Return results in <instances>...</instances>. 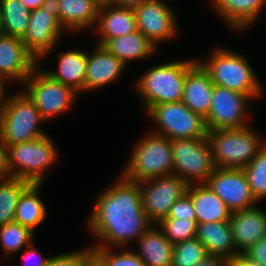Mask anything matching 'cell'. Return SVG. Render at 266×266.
<instances>
[{"instance_id": "f35d334b", "label": "cell", "mask_w": 266, "mask_h": 266, "mask_svg": "<svg viewBox=\"0 0 266 266\" xmlns=\"http://www.w3.org/2000/svg\"><path fill=\"white\" fill-rule=\"evenodd\" d=\"M4 177V178H3ZM7 165V151L5 145L0 141V181L11 178ZM4 179V180H3Z\"/></svg>"}, {"instance_id": "60d3db41", "label": "cell", "mask_w": 266, "mask_h": 266, "mask_svg": "<svg viewBox=\"0 0 266 266\" xmlns=\"http://www.w3.org/2000/svg\"><path fill=\"white\" fill-rule=\"evenodd\" d=\"M228 260L222 256L207 255L197 266H227Z\"/></svg>"}, {"instance_id": "8fae6325", "label": "cell", "mask_w": 266, "mask_h": 266, "mask_svg": "<svg viewBox=\"0 0 266 266\" xmlns=\"http://www.w3.org/2000/svg\"><path fill=\"white\" fill-rule=\"evenodd\" d=\"M152 180H155L152 185L144 188ZM139 184L143 209L148 219L157 223L168 216L172 205L187 192L188 187L185 180L177 174L148 179Z\"/></svg>"}, {"instance_id": "ab89813d", "label": "cell", "mask_w": 266, "mask_h": 266, "mask_svg": "<svg viewBox=\"0 0 266 266\" xmlns=\"http://www.w3.org/2000/svg\"><path fill=\"white\" fill-rule=\"evenodd\" d=\"M229 266H262L260 264H257L250 258H248L243 253H239L235 255L233 258L228 260Z\"/></svg>"}, {"instance_id": "7402d4cb", "label": "cell", "mask_w": 266, "mask_h": 266, "mask_svg": "<svg viewBox=\"0 0 266 266\" xmlns=\"http://www.w3.org/2000/svg\"><path fill=\"white\" fill-rule=\"evenodd\" d=\"M108 8H110V10ZM104 11L105 14L102 13ZM97 20H100L98 21V31L102 35V39L98 44L102 46L110 39L127 35L137 30L136 15L134 9L118 7L114 4L99 7Z\"/></svg>"}, {"instance_id": "7bdbcfd3", "label": "cell", "mask_w": 266, "mask_h": 266, "mask_svg": "<svg viewBox=\"0 0 266 266\" xmlns=\"http://www.w3.org/2000/svg\"><path fill=\"white\" fill-rule=\"evenodd\" d=\"M43 9L52 13L59 19L60 3L59 0H44L41 6Z\"/></svg>"}, {"instance_id": "d590c367", "label": "cell", "mask_w": 266, "mask_h": 266, "mask_svg": "<svg viewBox=\"0 0 266 266\" xmlns=\"http://www.w3.org/2000/svg\"><path fill=\"white\" fill-rule=\"evenodd\" d=\"M166 218H181L196 221V212L191 197L185 193L172 205Z\"/></svg>"}, {"instance_id": "4316f807", "label": "cell", "mask_w": 266, "mask_h": 266, "mask_svg": "<svg viewBox=\"0 0 266 266\" xmlns=\"http://www.w3.org/2000/svg\"><path fill=\"white\" fill-rule=\"evenodd\" d=\"M217 11L230 27L238 30L251 24L266 0H213Z\"/></svg>"}, {"instance_id": "7a4b0ae2", "label": "cell", "mask_w": 266, "mask_h": 266, "mask_svg": "<svg viewBox=\"0 0 266 266\" xmlns=\"http://www.w3.org/2000/svg\"><path fill=\"white\" fill-rule=\"evenodd\" d=\"M207 138L215 168L222 169H243L266 145L248 127L209 130Z\"/></svg>"}, {"instance_id": "d6a6232c", "label": "cell", "mask_w": 266, "mask_h": 266, "mask_svg": "<svg viewBox=\"0 0 266 266\" xmlns=\"http://www.w3.org/2000/svg\"><path fill=\"white\" fill-rule=\"evenodd\" d=\"M208 252L195 237L173 245L172 266H197Z\"/></svg>"}, {"instance_id": "d4e9b609", "label": "cell", "mask_w": 266, "mask_h": 266, "mask_svg": "<svg viewBox=\"0 0 266 266\" xmlns=\"http://www.w3.org/2000/svg\"><path fill=\"white\" fill-rule=\"evenodd\" d=\"M103 47L126 64L129 60L149 56L155 51L156 46L139 30H136L133 33L110 39Z\"/></svg>"}, {"instance_id": "8d00e7d4", "label": "cell", "mask_w": 266, "mask_h": 266, "mask_svg": "<svg viewBox=\"0 0 266 266\" xmlns=\"http://www.w3.org/2000/svg\"><path fill=\"white\" fill-rule=\"evenodd\" d=\"M92 248L71 252L49 258L47 266H83L85 259L92 253Z\"/></svg>"}, {"instance_id": "44dd1931", "label": "cell", "mask_w": 266, "mask_h": 266, "mask_svg": "<svg viewBox=\"0 0 266 266\" xmlns=\"http://www.w3.org/2000/svg\"><path fill=\"white\" fill-rule=\"evenodd\" d=\"M186 193L193 201L197 224L230 219L231 212L208 184L202 185L201 182V186L196 187L188 185Z\"/></svg>"}, {"instance_id": "30bf717a", "label": "cell", "mask_w": 266, "mask_h": 266, "mask_svg": "<svg viewBox=\"0 0 266 266\" xmlns=\"http://www.w3.org/2000/svg\"><path fill=\"white\" fill-rule=\"evenodd\" d=\"M25 83H28L27 96L36 105L44 120L66 111L76 95L73 88L37 69L33 70Z\"/></svg>"}, {"instance_id": "7dc6e473", "label": "cell", "mask_w": 266, "mask_h": 266, "mask_svg": "<svg viewBox=\"0 0 266 266\" xmlns=\"http://www.w3.org/2000/svg\"><path fill=\"white\" fill-rule=\"evenodd\" d=\"M4 79H6V78H4V76H2V75H0V102H1V100H2V102L0 103V111H1V109L5 106V104L8 102V98H7V100H4L3 99V96H4V94H5V92H4V88H3V85H4ZM4 100V101H3Z\"/></svg>"}, {"instance_id": "ac0fdd59", "label": "cell", "mask_w": 266, "mask_h": 266, "mask_svg": "<svg viewBox=\"0 0 266 266\" xmlns=\"http://www.w3.org/2000/svg\"><path fill=\"white\" fill-rule=\"evenodd\" d=\"M213 87L209 73L197 62L187 72L182 102L205 119L210 111Z\"/></svg>"}, {"instance_id": "ffe728a7", "label": "cell", "mask_w": 266, "mask_h": 266, "mask_svg": "<svg viewBox=\"0 0 266 266\" xmlns=\"http://www.w3.org/2000/svg\"><path fill=\"white\" fill-rule=\"evenodd\" d=\"M196 238L209 255L222 256L229 260L240 253L233 248L235 244L229 220L197 224Z\"/></svg>"}, {"instance_id": "83f0119b", "label": "cell", "mask_w": 266, "mask_h": 266, "mask_svg": "<svg viewBox=\"0 0 266 266\" xmlns=\"http://www.w3.org/2000/svg\"><path fill=\"white\" fill-rule=\"evenodd\" d=\"M41 184H30L20 195L13 221L32 231L45 219L46 208L38 196Z\"/></svg>"}, {"instance_id": "f6af8a7d", "label": "cell", "mask_w": 266, "mask_h": 266, "mask_svg": "<svg viewBox=\"0 0 266 266\" xmlns=\"http://www.w3.org/2000/svg\"><path fill=\"white\" fill-rule=\"evenodd\" d=\"M83 266H105V264L94 252H92L85 259Z\"/></svg>"}, {"instance_id": "3957f363", "label": "cell", "mask_w": 266, "mask_h": 266, "mask_svg": "<svg viewBox=\"0 0 266 266\" xmlns=\"http://www.w3.org/2000/svg\"><path fill=\"white\" fill-rule=\"evenodd\" d=\"M123 177L134 182L173 175L174 160L171 140L151 134L136 145ZM172 172V173H171Z\"/></svg>"}, {"instance_id": "484cf974", "label": "cell", "mask_w": 266, "mask_h": 266, "mask_svg": "<svg viewBox=\"0 0 266 266\" xmlns=\"http://www.w3.org/2000/svg\"><path fill=\"white\" fill-rule=\"evenodd\" d=\"M59 21L67 29L80 30L98 19L99 6L93 0H59Z\"/></svg>"}, {"instance_id": "8992f818", "label": "cell", "mask_w": 266, "mask_h": 266, "mask_svg": "<svg viewBox=\"0 0 266 266\" xmlns=\"http://www.w3.org/2000/svg\"><path fill=\"white\" fill-rule=\"evenodd\" d=\"M55 148L47 135L32 141L8 145L6 151L9 173L12 177L32 184H41L45 168L56 159ZM15 167L17 169H14Z\"/></svg>"}, {"instance_id": "4dcf8cb0", "label": "cell", "mask_w": 266, "mask_h": 266, "mask_svg": "<svg viewBox=\"0 0 266 266\" xmlns=\"http://www.w3.org/2000/svg\"><path fill=\"white\" fill-rule=\"evenodd\" d=\"M243 171L256 201L266 197V145Z\"/></svg>"}, {"instance_id": "9a60e30c", "label": "cell", "mask_w": 266, "mask_h": 266, "mask_svg": "<svg viewBox=\"0 0 266 266\" xmlns=\"http://www.w3.org/2000/svg\"><path fill=\"white\" fill-rule=\"evenodd\" d=\"M169 6L160 0H149L134 9L137 30L152 44L175 35L174 14Z\"/></svg>"}, {"instance_id": "5b68a950", "label": "cell", "mask_w": 266, "mask_h": 266, "mask_svg": "<svg viewBox=\"0 0 266 266\" xmlns=\"http://www.w3.org/2000/svg\"><path fill=\"white\" fill-rule=\"evenodd\" d=\"M41 120L44 121L27 94L8 98L0 111V141L7 147L45 136L37 126Z\"/></svg>"}, {"instance_id": "bcb514c9", "label": "cell", "mask_w": 266, "mask_h": 266, "mask_svg": "<svg viewBox=\"0 0 266 266\" xmlns=\"http://www.w3.org/2000/svg\"><path fill=\"white\" fill-rule=\"evenodd\" d=\"M29 10H35L42 6L44 0H20Z\"/></svg>"}, {"instance_id": "e575fe53", "label": "cell", "mask_w": 266, "mask_h": 266, "mask_svg": "<svg viewBox=\"0 0 266 266\" xmlns=\"http://www.w3.org/2000/svg\"><path fill=\"white\" fill-rule=\"evenodd\" d=\"M103 244L92 247V251L104 262L105 266H145L137 253L123 252L115 255Z\"/></svg>"}, {"instance_id": "5bb4252c", "label": "cell", "mask_w": 266, "mask_h": 266, "mask_svg": "<svg viewBox=\"0 0 266 266\" xmlns=\"http://www.w3.org/2000/svg\"><path fill=\"white\" fill-rule=\"evenodd\" d=\"M61 28L59 19L40 7L30 12L29 26L21 40L37 60L52 49L60 37Z\"/></svg>"}, {"instance_id": "7c38bea8", "label": "cell", "mask_w": 266, "mask_h": 266, "mask_svg": "<svg viewBox=\"0 0 266 266\" xmlns=\"http://www.w3.org/2000/svg\"><path fill=\"white\" fill-rule=\"evenodd\" d=\"M249 99L246 94L214 85L210 111L205 118L207 130L247 127L243 119L246 116V101Z\"/></svg>"}, {"instance_id": "e0dca14e", "label": "cell", "mask_w": 266, "mask_h": 266, "mask_svg": "<svg viewBox=\"0 0 266 266\" xmlns=\"http://www.w3.org/2000/svg\"><path fill=\"white\" fill-rule=\"evenodd\" d=\"M229 223L233 241L240 253L260 239L266 238V212L252 207L250 209L232 212Z\"/></svg>"}, {"instance_id": "ee69618b", "label": "cell", "mask_w": 266, "mask_h": 266, "mask_svg": "<svg viewBox=\"0 0 266 266\" xmlns=\"http://www.w3.org/2000/svg\"><path fill=\"white\" fill-rule=\"evenodd\" d=\"M149 0H115L114 4L118 7H124L129 9H135L136 7H139L143 3L147 2Z\"/></svg>"}, {"instance_id": "b9f144b4", "label": "cell", "mask_w": 266, "mask_h": 266, "mask_svg": "<svg viewBox=\"0 0 266 266\" xmlns=\"http://www.w3.org/2000/svg\"><path fill=\"white\" fill-rule=\"evenodd\" d=\"M31 245H29L26 249L28 250L29 249V251H27L25 254V256H21V258L22 259H26V261H27V259L29 260V259H31L32 257L34 258L35 256H37V253H36V251L34 250L35 248H33L34 246V244L33 243H30ZM48 261H49V258H44L43 260H39L38 262H35V263H33L32 265L30 264L29 266H47V263H48ZM27 264V263H26ZM25 264V265H26ZM28 265V264H27ZM26 265V266H27Z\"/></svg>"}, {"instance_id": "f1b7e54d", "label": "cell", "mask_w": 266, "mask_h": 266, "mask_svg": "<svg viewBox=\"0 0 266 266\" xmlns=\"http://www.w3.org/2000/svg\"><path fill=\"white\" fill-rule=\"evenodd\" d=\"M2 34L22 38L29 26L30 12L20 0H0Z\"/></svg>"}, {"instance_id": "277c9868", "label": "cell", "mask_w": 266, "mask_h": 266, "mask_svg": "<svg viewBox=\"0 0 266 266\" xmlns=\"http://www.w3.org/2000/svg\"><path fill=\"white\" fill-rule=\"evenodd\" d=\"M198 61H180L159 65L143 74L137 84L147 111L157 104L182 101L187 72Z\"/></svg>"}, {"instance_id": "2e32d148", "label": "cell", "mask_w": 266, "mask_h": 266, "mask_svg": "<svg viewBox=\"0 0 266 266\" xmlns=\"http://www.w3.org/2000/svg\"><path fill=\"white\" fill-rule=\"evenodd\" d=\"M36 62L21 38L0 34V75L25 81L37 68Z\"/></svg>"}, {"instance_id": "52a82bcc", "label": "cell", "mask_w": 266, "mask_h": 266, "mask_svg": "<svg viewBox=\"0 0 266 266\" xmlns=\"http://www.w3.org/2000/svg\"><path fill=\"white\" fill-rule=\"evenodd\" d=\"M199 63L209 73L214 85L241 92L250 98L261 94L255 73L247 61L238 54L220 49L213 53L208 62Z\"/></svg>"}, {"instance_id": "ba28073f", "label": "cell", "mask_w": 266, "mask_h": 266, "mask_svg": "<svg viewBox=\"0 0 266 266\" xmlns=\"http://www.w3.org/2000/svg\"><path fill=\"white\" fill-rule=\"evenodd\" d=\"M148 113L161 125V131L156 134L170 140L207 137L205 119L191 111L182 101L153 105Z\"/></svg>"}, {"instance_id": "6da1fadb", "label": "cell", "mask_w": 266, "mask_h": 266, "mask_svg": "<svg viewBox=\"0 0 266 266\" xmlns=\"http://www.w3.org/2000/svg\"><path fill=\"white\" fill-rule=\"evenodd\" d=\"M149 222L140 184L122 176V181L97 199L89 227L102 241L123 245L133 237L139 239L150 228Z\"/></svg>"}, {"instance_id": "603a6c76", "label": "cell", "mask_w": 266, "mask_h": 266, "mask_svg": "<svg viewBox=\"0 0 266 266\" xmlns=\"http://www.w3.org/2000/svg\"><path fill=\"white\" fill-rule=\"evenodd\" d=\"M58 72H46L52 79L73 88L76 92L84 90L87 68V53L83 51H67L58 55Z\"/></svg>"}, {"instance_id": "cb8c5ba5", "label": "cell", "mask_w": 266, "mask_h": 266, "mask_svg": "<svg viewBox=\"0 0 266 266\" xmlns=\"http://www.w3.org/2000/svg\"><path fill=\"white\" fill-rule=\"evenodd\" d=\"M142 253H137L145 266H172L173 244L156 229L150 227L140 238Z\"/></svg>"}, {"instance_id": "74e56055", "label": "cell", "mask_w": 266, "mask_h": 266, "mask_svg": "<svg viewBox=\"0 0 266 266\" xmlns=\"http://www.w3.org/2000/svg\"><path fill=\"white\" fill-rule=\"evenodd\" d=\"M243 254L254 262H256L257 264L266 266V238L257 241L246 251H244Z\"/></svg>"}, {"instance_id": "d6986e66", "label": "cell", "mask_w": 266, "mask_h": 266, "mask_svg": "<svg viewBox=\"0 0 266 266\" xmlns=\"http://www.w3.org/2000/svg\"><path fill=\"white\" fill-rule=\"evenodd\" d=\"M125 64L102 45H98L93 55L87 54V68L84 90H91L116 80Z\"/></svg>"}, {"instance_id": "1f68e13d", "label": "cell", "mask_w": 266, "mask_h": 266, "mask_svg": "<svg viewBox=\"0 0 266 266\" xmlns=\"http://www.w3.org/2000/svg\"><path fill=\"white\" fill-rule=\"evenodd\" d=\"M33 232L28 227L22 226L16 222H10L0 227V240L6 257L17 252L24 246L27 248L33 237Z\"/></svg>"}, {"instance_id": "f546056e", "label": "cell", "mask_w": 266, "mask_h": 266, "mask_svg": "<svg viewBox=\"0 0 266 266\" xmlns=\"http://www.w3.org/2000/svg\"><path fill=\"white\" fill-rule=\"evenodd\" d=\"M30 184L15 177L0 181V227L13 222L19 197Z\"/></svg>"}, {"instance_id": "681fc988", "label": "cell", "mask_w": 266, "mask_h": 266, "mask_svg": "<svg viewBox=\"0 0 266 266\" xmlns=\"http://www.w3.org/2000/svg\"><path fill=\"white\" fill-rule=\"evenodd\" d=\"M0 34H2V10L0 5Z\"/></svg>"}, {"instance_id": "4fadbf2b", "label": "cell", "mask_w": 266, "mask_h": 266, "mask_svg": "<svg viewBox=\"0 0 266 266\" xmlns=\"http://www.w3.org/2000/svg\"><path fill=\"white\" fill-rule=\"evenodd\" d=\"M206 184L221 198L231 213L250 209L257 202L243 169L215 168Z\"/></svg>"}, {"instance_id": "9c48e42d", "label": "cell", "mask_w": 266, "mask_h": 266, "mask_svg": "<svg viewBox=\"0 0 266 266\" xmlns=\"http://www.w3.org/2000/svg\"><path fill=\"white\" fill-rule=\"evenodd\" d=\"M171 144L174 160L173 174H176L175 169L179 170L178 173L181 175L177 176L185 180L188 185H191L192 181L187 176L207 183L209 176L215 170L208 138L175 139L171 140Z\"/></svg>"}, {"instance_id": "c3c4849f", "label": "cell", "mask_w": 266, "mask_h": 266, "mask_svg": "<svg viewBox=\"0 0 266 266\" xmlns=\"http://www.w3.org/2000/svg\"><path fill=\"white\" fill-rule=\"evenodd\" d=\"M99 7L112 5L115 0H93Z\"/></svg>"}, {"instance_id": "836d02e7", "label": "cell", "mask_w": 266, "mask_h": 266, "mask_svg": "<svg viewBox=\"0 0 266 266\" xmlns=\"http://www.w3.org/2000/svg\"><path fill=\"white\" fill-rule=\"evenodd\" d=\"M163 235L174 245L196 237L195 220L163 218L159 222Z\"/></svg>"}]
</instances>
